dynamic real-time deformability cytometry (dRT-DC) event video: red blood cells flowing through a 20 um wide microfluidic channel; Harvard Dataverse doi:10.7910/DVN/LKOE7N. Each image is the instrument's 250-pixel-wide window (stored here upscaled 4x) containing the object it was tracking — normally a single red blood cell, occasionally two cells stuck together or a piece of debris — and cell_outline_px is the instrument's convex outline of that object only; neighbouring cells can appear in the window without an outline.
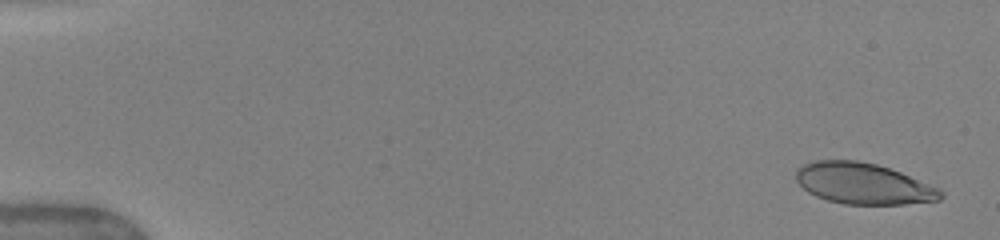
{"species": "human", "species_latin": "Homo sapiens", "temperature_condition": "warm", "stored_images_in_passage": 14, "camera_frame_rate_fps": 3000, "um_per_image_px": 0.085, "donor": {"sex": "female"}, "frame": {"image": 1, "passage_image": 1, "time_ms": 0.0, "image_size_px": [1000, 240], "cell_outline_px": [[944, 196], [940, 200], [904, 204], [844, 204], [828, 200], [816, 196], [808, 192], [796, 180], [796, 168], [804, 164], [816, 160], [856, 160], [876, 164], [900, 172], [940, 188], [944, 192]], "centroid_in_image_um": [73.39, 15.6], "position_along_channel_um": 11.6, "area_um2": 34.62}}
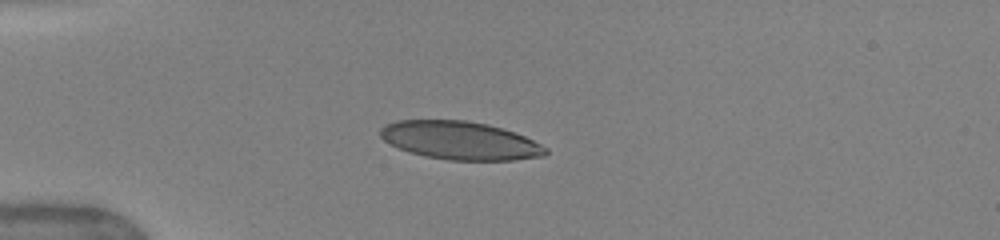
{"frame": {"image": 2, "passage_image": 7, "time_ms": 4.0, "image_size_px": [1000, 240], "cell_outline_px": [[548, 152], [544, 156], [516, 160], [448, 160], [424, 156], [408, 152], [384, 140], [380, 136], [380, 128], [384, 124], [396, 120], [468, 120], [488, 124], [524, 136], [548, 148]], "centroid_in_image_um": [39.09, 11.94], "position_along_channel_um": 45.9, "area_um2": 36.82}}